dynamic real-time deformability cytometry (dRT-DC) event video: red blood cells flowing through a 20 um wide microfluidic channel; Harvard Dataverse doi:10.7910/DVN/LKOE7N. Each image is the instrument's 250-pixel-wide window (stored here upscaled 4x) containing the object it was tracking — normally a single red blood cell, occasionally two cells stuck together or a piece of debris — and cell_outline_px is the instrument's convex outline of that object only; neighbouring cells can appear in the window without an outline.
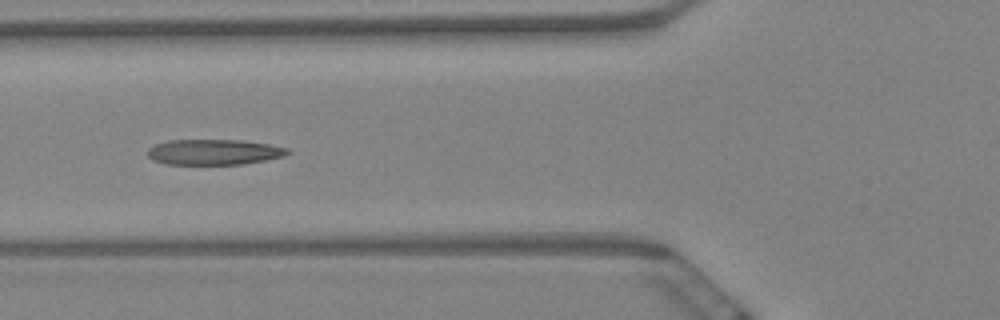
{"species": "Egyptian fruit bat (a non-hibernating species)", "species_latin": "Rousettus aegyptiacus", "temperature_condition": "warm", "stored_images_in_passage": 6, "camera_frame_rate_fps": 3000, "um_per_image_px": 0.085, "animal": {"sex": "female"}, "frame": {"image": 1, "passage_image": 6, "time_ms": 1.667, "image_size_px": [1000, 320], "cell_outline_px": [[292, 152], [284, 156], [268, 160], [244, 164], [164, 164], [152, 160], [148, 156], [148, 148], [156, 144], [168, 140], [244, 140], [268, 144], [288, 148]], "centroid_in_image_um": [18.21, 12.92], "position_along_channel_um": 107.6, "area_um2": 20.98}}